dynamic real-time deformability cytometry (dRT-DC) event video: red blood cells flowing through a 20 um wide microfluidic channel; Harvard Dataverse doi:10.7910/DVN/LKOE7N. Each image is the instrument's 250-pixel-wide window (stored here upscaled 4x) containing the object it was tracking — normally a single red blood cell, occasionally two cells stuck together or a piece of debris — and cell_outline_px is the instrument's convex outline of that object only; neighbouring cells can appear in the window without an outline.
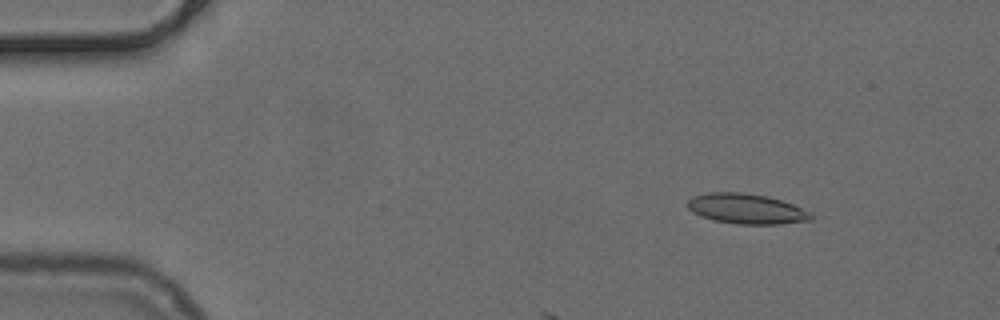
{"species": "common noctule bat (a hibernating species)", "species_latin": "Nyctalus noctula", "temperature_condition": "cold", "stored_images_in_passage": 6, "camera_frame_rate_fps": 3000, "um_per_image_px": 0.085, "animal": {"sex": "female", "body_mass_g": 24.6, "forearm_length_mm": 56.2}, "frame": {"image": 1, "passage_image": 1, "time_ms": 0.0, "image_size_px": [1000, 320], "cell_outline_px": [[816, 216], [812, 220], [780, 224], [736, 224], [712, 220], [700, 216], [692, 212], [688, 208], [688, 200], [692, 196], [708, 192], [744, 192], [768, 196], [792, 204], [812, 212]], "centroid_in_image_um": [63.46, 17.75], "position_along_channel_um": 21.5, "area_um2": 22.02}}